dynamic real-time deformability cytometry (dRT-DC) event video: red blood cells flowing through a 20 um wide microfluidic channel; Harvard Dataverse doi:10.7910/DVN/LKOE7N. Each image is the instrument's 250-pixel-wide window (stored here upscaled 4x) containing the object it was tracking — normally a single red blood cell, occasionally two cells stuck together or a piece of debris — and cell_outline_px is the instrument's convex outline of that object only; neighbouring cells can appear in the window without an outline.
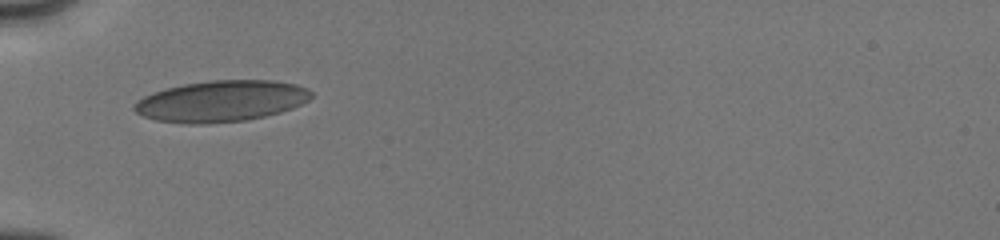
{"species": "human", "species_latin": "Homo sapiens", "temperature_condition": "cold", "stored_images_in_passage": 27, "camera_frame_rate_fps": 3000, "um_per_image_px": 0.085, "donor": {"sex": "male"}, "frame": {"image": 1, "passage_image": 1, "time_ms": 0.0, "image_size_px": [1000, 240], "cell_outline_px": [[312, 96], [308, 100], [292, 108], [280, 112], [264, 116], [244, 120], [208, 124], [188, 124], [156, 120], [144, 116], [136, 112], [132, 108], [136, 100], [152, 92], [184, 84], [208, 80], [272, 80], [296, 84], [308, 88], [312, 92]], "centroid_in_image_um": [18.79, 8.59], "position_along_channel_um": 66.2, "area_um2": 42.54}}
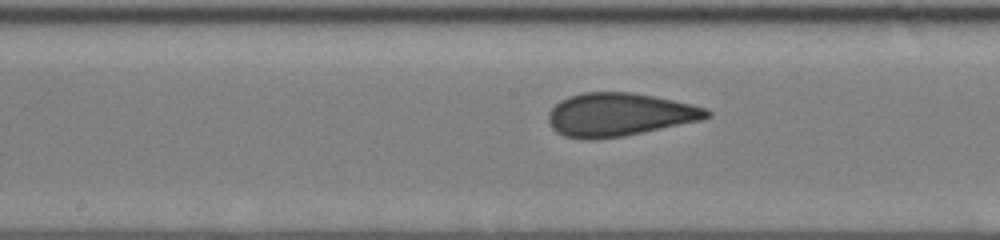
{"frame": {"image": 2, "passage_image": 12, "time_ms": 3.333, "image_size_px": [1000, 240], "cell_outline_px": [[712, 116], [700, 120], [624, 136], [596, 140], [580, 140], [564, 136], [556, 132], [552, 128], [548, 120], [548, 112], [560, 100], [568, 96], [584, 92], [632, 92], [692, 104], [708, 108], [712, 112]], "centroid_in_image_um": [52.61, 9.75], "position_along_channel_um": 195.6, "area_um2": 40.11}}
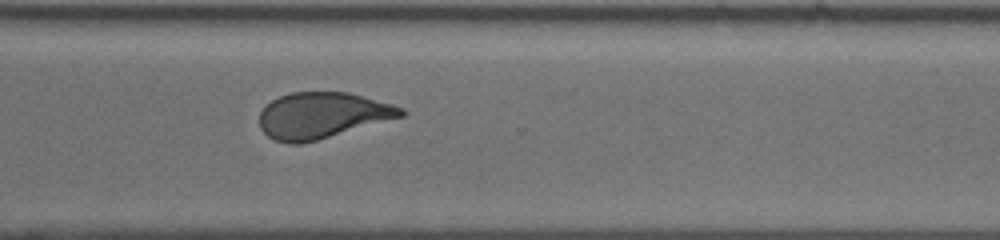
{"frame": {"image": 3, "passage_image": 27, "time_ms": 7.0, "image_size_px": [1000, 240], "cell_outline_px": [[408, 112], [404, 116], [316, 140], [300, 144], [288, 144], [272, 140], [260, 128], [260, 112], [272, 100], [280, 96], [292, 92], [348, 92], [392, 104], [404, 108]], "centroid_in_image_um": [27.39, 9.81], "position_along_channel_um": 343.2, "area_um2": 37.86}}